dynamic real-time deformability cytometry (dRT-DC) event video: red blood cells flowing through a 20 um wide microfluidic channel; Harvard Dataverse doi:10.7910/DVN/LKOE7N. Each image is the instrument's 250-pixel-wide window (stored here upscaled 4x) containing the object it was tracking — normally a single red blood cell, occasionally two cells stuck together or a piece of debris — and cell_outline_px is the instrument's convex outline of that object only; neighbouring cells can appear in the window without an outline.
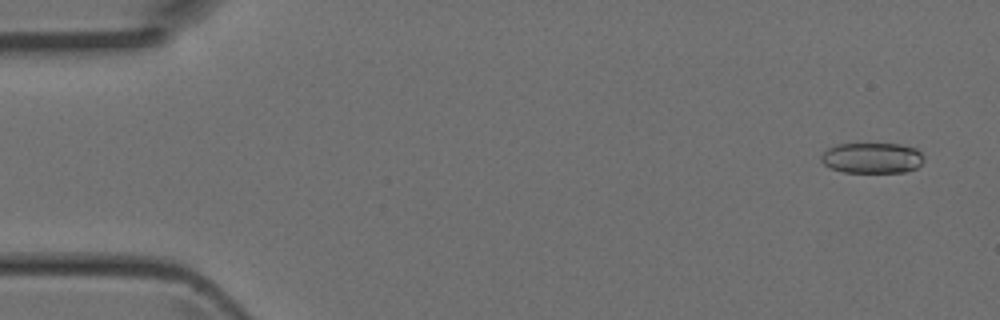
{"species": "Egyptian fruit bat (a non-hibernating species)", "species_latin": "Rousettus aegyptiacus", "temperature_condition": "room temperature", "stored_images_in_passage": 4, "camera_frame_rate_fps": 3000, "um_per_image_px": 0.085, "animal": {"sex": "female"}, "frame": {"image": 1, "passage_image": 1, "time_ms": 0.0, "image_size_px": [1000, 320], "cell_outline_px": [[924, 160], [916, 168], [904, 172], [844, 172], [832, 168], [824, 164], [820, 160], [820, 156], [828, 148], [836, 144], [900, 144], [916, 148], [924, 156]], "centroid_in_image_um": [74.13, 13.42], "position_along_channel_um": 10.9, "area_um2": 18.32}}
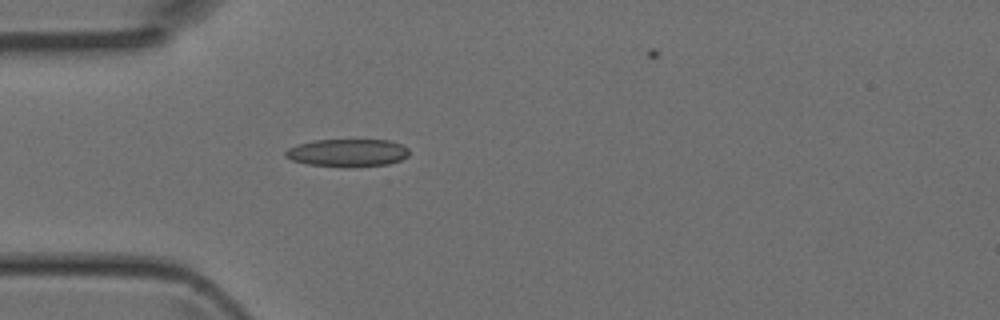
{"frame": {"image": 2, "passage_image": 4, "time_ms": 1.0, "image_size_px": [1000, 320], "cell_outline_px": [[408, 156], [400, 160], [388, 164], [344, 168], [308, 164], [292, 160], [284, 156], [284, 152], [288, 148], [296, 144], [312, 140], [388, 140], [400, 144], [408, 148]], "centroid_in_image_um": [29.5, 12.99], "position_along_channel_um": 55.5, "area_um2": 20.17}}